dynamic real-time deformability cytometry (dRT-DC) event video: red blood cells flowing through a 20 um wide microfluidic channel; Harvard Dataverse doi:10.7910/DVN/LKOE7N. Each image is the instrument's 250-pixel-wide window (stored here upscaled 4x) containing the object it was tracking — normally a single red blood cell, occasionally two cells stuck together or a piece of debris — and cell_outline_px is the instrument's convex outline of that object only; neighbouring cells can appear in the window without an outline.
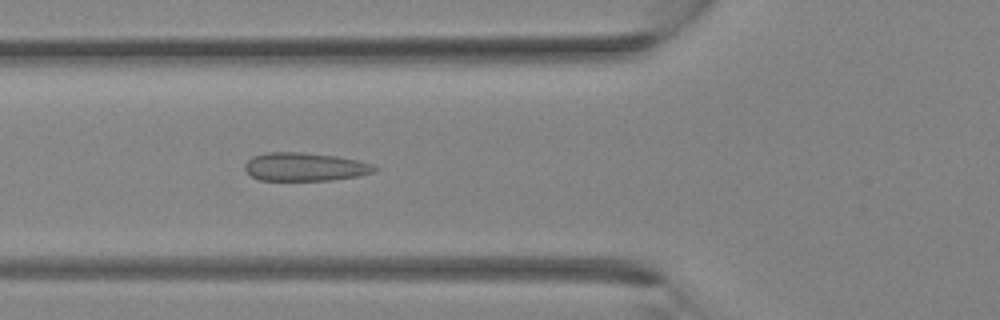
{"species": "Egyptian fruit bat (a non-hibernating species)", "species_latin": "Rousettus aegyptiacus", "temperature_condition": "room temperature", "stored_images_in_passage": 8, "camera_frame_rate_fps": 3000, "um_per_image_px": 0.085, "animal": {"sex": "female"}, "frame": {"image": 1, "passage_image": 8, "time_ms": 2.333, "image_size_px": [1000, 320], "cell_outline_px": [[380, 168], [372, 172], [360, 176], [332, 180], [260, 180], [252, 176], [244, 168], [244, 164], [252, 156], [268, 152], [300, 152], [336, 156], [356, 160], [372, 164]], "centroid_in_image_um": [25.92, 14.18], "position_along_channel_um": 99.9, "area_um2": 21.39}}